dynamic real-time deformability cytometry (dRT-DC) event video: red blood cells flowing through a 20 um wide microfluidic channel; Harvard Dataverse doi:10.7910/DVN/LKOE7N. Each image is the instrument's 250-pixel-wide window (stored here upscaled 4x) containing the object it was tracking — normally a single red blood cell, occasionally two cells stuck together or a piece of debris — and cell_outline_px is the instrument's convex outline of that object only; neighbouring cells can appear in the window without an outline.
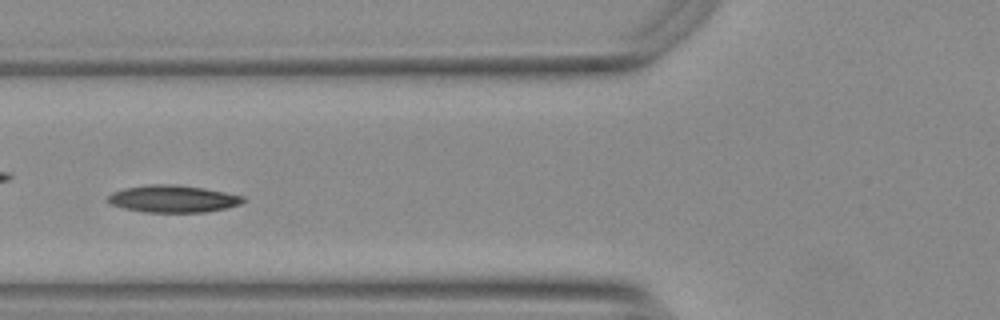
{"species": "Egyptian fruit bat (a non-hibernating species)", "species_latin": "Rousettus aegyptiacus", "temperature_condition": "warm", "stored_images_in_passage": 48, "camera_frame_rate_fps": 3000, "um_per_image_px": 0.085, "animal": {"sex": "female"}, "frame": {"image": 1, "passage_image": 14, "time_ms": 4.333, "image_size_px": [1000, 320], "cell_outline_px": [[244, 200], [240, 204], [228, 208], [204, 212], [144, 212], [124, 208], [112, 204], [108, 200], [108, 196], [112, 192], [124, 188], [148, 184], [176, 184], [204, 188], [244, 196]], "centroid_in_image_um": [14.71, 16.89], "position_along_channel_um": 111.1, "area_um2": 21.39}}
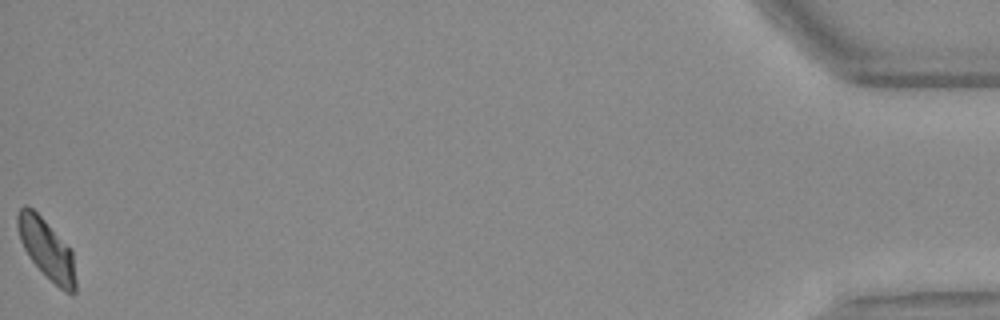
{"frame": {"image": 2, "passage_image": 48, "time_ms": 15.667, "image_size_px": [1000, 320], "cell_outline_px": [[76, 292], [64, 292], [28, 256], [20, 240], [16, 224], [16, 216], [20, 208], [24, 204], [32, 208], [72, 248], [76, 280]], "centroid_in_image_um": [3.97, 21.14], "position_along_channel_um": 431.2, "area_um2": 20.11}, "authors_computed_cell_mechanics": {"area_um2": 20.6346, "velocity_mm_per_s": 3.705, "shape_relaxation_time_tau1_ms": 10.4715, "shape_relaxation_time_tau2_ms": 6.4302, "deformation_change_tau1": 0.199, "deformation_change_tau2": 0.1098}}